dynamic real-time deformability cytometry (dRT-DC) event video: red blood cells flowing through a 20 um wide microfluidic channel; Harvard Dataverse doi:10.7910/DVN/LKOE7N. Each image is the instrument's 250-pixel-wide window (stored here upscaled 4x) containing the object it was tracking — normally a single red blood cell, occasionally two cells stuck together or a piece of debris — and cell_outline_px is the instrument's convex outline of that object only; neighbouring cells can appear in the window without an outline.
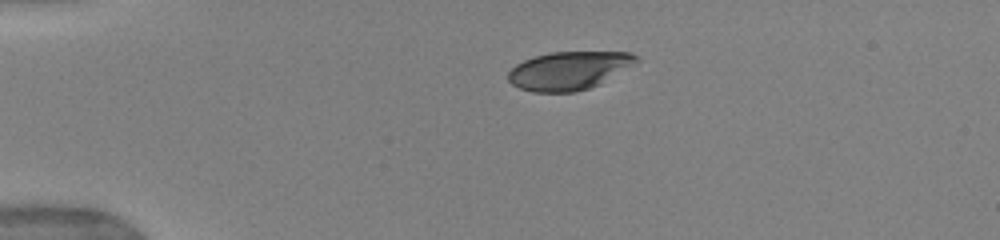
{"species": "human", "species_latin": "Homo sapiens", "temperature_condition": "warm", "stored_images_in_passage": 41, "camera_frame_rate_fps": 3000, "um_per_image_px": 0.085, "donor": {"sex": "female"}, "frame": {"image": 1, "passage_image": 1, "time_ms": 0.0, "image_size_px": [1000, 240], "cell_outline_px": [[640, 60], [600, 84], [576, 92], [532, 92], [520, 88], [512, 84], [508, 80], [508, 72], [516, 64], [524, 60], [536, 56], [552, 52], [628, 52], [636, 56]], "centroid_in_image_um": [48.33, 6.0], "position_along_channel_um": 36.7, "area_um2": 28.32}}
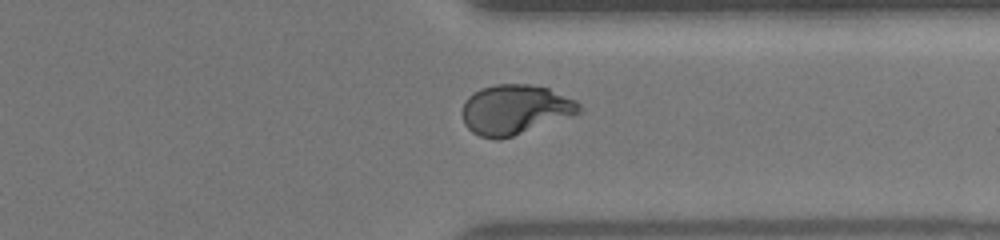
{"frame": {"image": 2, "passage_image": 30, "time_ms": 9.667, "image_size_px": [1000, 240], "cell_outline_px": [[584, 112], [500, 140], [496, 140], [480, 136], [472, 132], [464, 124], [464, 100], [468, 96], [480, 88], [496, 84], [532, 84], [548, 88], [576, 100], [580, 104]], "centroid_in_image_um": [43.8, 9.31], "position_along_channel_um": 367.6, "area_um2": 33.99}}
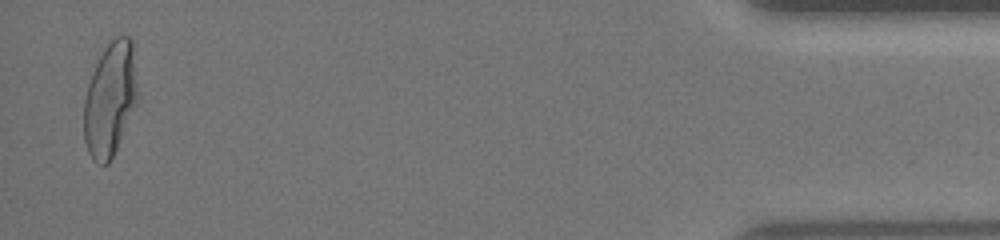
{"frame": {"image": 3, "passage_image": 40, "time_ms": 13.0, "image_size_px": [1000, 240], "cell_outline_px": [[136, 104], [116, 148], [108, 164], [104, 164], [92, 160], [88, 152], [84, 140], [84, 100], [88, 84], [92, 72], [104, 48], [116, 36], [132, 36], [136, 84]], "centroid_in_image_um": [9.34, 8.42], "position_along_channel_um": 425.9, "area_um2": 35.08}, "authors_computed_cell_mechanics": {"area_um2": 33.6396, "velocity_mm_per_s": 3.9509, "shape_relaxation_time_tau1_ms": 5.8423, "shape_relaxation_time_tau2_ms": null, "deformation_change_tau1": 0.2356, "deformation_change_tau2": null}}